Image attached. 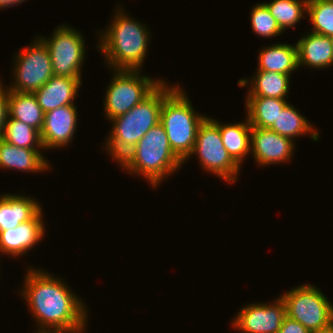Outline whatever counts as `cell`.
Listing matches in <instances>:
<instances>
[{
    "instance_id": "cell-24",
    "label": "cell",
    "mask_w": 333,
    "mask_h": 333,
    "mask_svg": "<svg viewBox=\"0 0 333 333\" xmlns=\"http://www.w3.org/2000/svg\"><path fill=\"white\" fill-rule=\"evenodd\" d=\"M291 75L270 71H257L250 81L248 96L285 99L289 93ZM252 82V83H251Z\"/></svg>"
},
{
    "instance_id": "cell-28",
    "label": "cell",
    "mask_w": 333,
    "mask_h": 333,
    "mask_svg": "<svg viewBox=\"0 0 333 333\" xmlns=\"http://www.w3.org/2000/svg\"><path fill=\"white\" fill-rule=\"evenodd\" d=\"M250 12L252 30L258 36L271 38L284 32L264 3L256 4Z\"/></svg>"
},
{
    "instance_id": "cell-5",
    "label": "cell",
    "mask_w": 333,
    "mask_h": 333,
    "mask_svg": "<svg viewBox=\"0 0 333 333\" xmlns=\"http://www.w3.org/2000/svg\"><path fill=\"white\" fill-rule=\"evenodd\" d=\"M206 117L195 112L180 85L163 100L160 123L166 131L173 152L183 164L192 157L198 127Z\"/></svg>"
},
{
    "instance_id": "cell-16",
    "label": "cell",
    "mask_w": 333,
    "mask_h": 333,
    "mask_svg": "<svg viewBox=\"0 0 333 333\" xmlns=\"http://www.w3.org/2000/svg\"><path fill=\"white\" fill-rule=\"evenodd\" d=\"M298 51V66L310 69H324L333 65V45L331 38L314 32H309L296 43Z\"/></svg>"
},
{
    "instance_id": "cell-14",
    "label": "cell",
    "mask_w": 333,
    "mask_h": 333,
    "mask_svg": "<svg viewBox=\"0 0 333 333\" xmlns=\"http://www.w3.org/2000/svg\"><path fill=\"white\" fill-rule=\"evenodd\" d=\"M42 209L29 221L0 232V254L19 257L36 246L45 235Z\"/></svg>"
},
{
    "instance_id": "cell-3",
    "label": "cell",
    "mask_w": 333,
    "mask_h": 333,
    "mask_svg": "<svg viewBox=\"0 0 333 333\" xmlns=\"http://www.w3.org/2000/svg\"><path fill=\"white\" fill-rule=\"evenodd\" d=\"M163 81L148 97L124 115L110 120L111 131L105 143V150L118 163L139 142V140L160 122L163 100L178 86Z\"/></svg>"
},
{
    "instance_id": "cell-2",
    "label": "cell",
    "mask_w": 333,
    "mask_h": 333,
    "mask_svg": "<svg viewBox=\"0 0 333 333\" xmlns=\"http://www.w3.org/2000/svg\"><path fill=\"white\" fill-rule=\"evenodd\" d=\"M122 10L123 7H118L111 25L100 32L96 48L101 50L111 69L139 71L148 52L151 33L146 25Z\"/></svg>"
},
{
    "instance_id": "cell-11",
    "label": "cell",
    "mask_w": 333,
    "mask_h": 333,
    "mask_svg": "<svg viewBox=\"0 0 333 333\" xmlns=\"http://www.w3.org/2000/svg\"><path fill=\"white\" fill-rule=\"evenodd\" d=\"M286 316L285 302L279 296L273 303L248 304L236 313L232 327L243 333H277Z\"/></svg>"
},
{
    "instance_id": "cell-17",
    "label": "cell",
    "mask_w": 333,
    "mask_h": 333,
    "mask_svg": "<svg viewBox=\"0 0 333 333\" xmlns=\"http://www.w3.org/2000/svg\"><path fill=\"white\" fill-rule=\"evenodd\" d=\"M44 157L40 149L19 148L0 138V168L40 173L51 167Z\"/></svg>"
},
{
    "instance_id": "cell-32",
    "label": "cell",
    "mask_w": 333,
    "mask_h": 333,
    "mask_svg": "<svg viewBox=\"0 0 333 333\" xmlns=\"http://www.w3.org/2000/svg\"><path fill=\"white\" fill-rule=\"evenodd\" d=\"M36 333H73V332H46V331H36Z\"/></svg>"
},
{
    "instance_id": "cell-27",
    "label": "cell",
    "mask_w": 333,
    "mask_h": 333,
    "mask_svg": "<svg viewBox=\"0 0 333 333\" xmlns=\"http://www.w3.org/2000/svg\"><path fill=\"white\" fill-rule=\"evenodd\" d=\"M306 14L313 26L311 32L333 36V0H308Z\"/></svg>"
},
{
    "instance_id": "cell-26",
    "label": "cell",
    "mask_w": 333,
    "mask_h": 333,
    "mask_svg": "<svg viewBox=\"0 0 333 333\" xmlns=\"http://www.w3.org/2000/svg\"><path fill=\"white\" fill-rule=\"evenodd\" d=\"M308 0H273L264 3L271 15L276 19L279 27L284 31L286 28H294L303 15L307 12Z\"/></svg>"
},
{
    "instance_id": "cell-19",
    "label": "cell",
    "mask_w": 333,
    "mask_h": 333,
    "mask_svg": "<svg viewBox=\"0 0 333 333\" xmlns=\"http://www.w3.org/2000/svg\"><path fill=\"white\" fill-rule=\"evenodd\" d=\"M264 48L260 50L258 55L257 71H270L291 75L299 68L296 44L278 43Z\"/></svg>"
},
{
    "instance_id": "cell-18",
    "label": "cell",
    "mask_w": 333,
    "mask_h": 333,
    "mask_svg": "<svg viewBox=\"0 0 333 333\" xmlns=\"http://www.w3.org/2000/svg\"><path fill=\"white\" fill-rule=\"evenodd\" d=\"M22 195H0V232L29 221L42 209L40 203L31 198V195Z\"/></svg>"
},
{
    "instance_id": "cell-7",
    "label": "cell",
    "mask_w": 333,
    "mask_h": 333,
    "mask_svg": "<svg viewBox=\"0 0 333 333\" xmlns=\"http://www.w3.org/2000/svg\"><path fill=\"white\" fill-rule=\"evenodd\" d=\"M140 71L113 70V77L106 88L104 114L107 120L124 115L148 97L163 79L141 75Z\"/></svg>"
},
{
    "instance_id": "cell-21",
    "label": "cell",
    "mask_w": 333,
    "mask_h": 333,
    "mask_svg": "<svg viewBox=\"0 0 333 333\" xmlns=\"http://www.w3.org/2000/svg\"><path fill=\"white\" fill-rule=\"evenodd\" d=\"M246 113L252 127L270 129L288 103L286 99L246 96Z\"/></svg>"
},
{
    "instance_id": "cell-31",
    "label": "cell",
    "mask_w": 333,
    "mask_h": 333,
    "mask_svg": "<svg viewBox=\"0 0 333 333\" xmlns=\"http://www.w3.org/2000/svg\"><path fill=\"white\" fill-rule=\"evenodd\" d=\"M26 0H0V9H5L6 7H13V5L21 4Z\"/></svg>"
},
{
    "instance_id": "cell-12",
    "label": "cell",
    "mask_w": 333,
    "mask_h": 333,
    "mask_svg": "<svg viewBox=\"0 0 333 333\" xmlns=\"http://www.w3.org/2000/svg\"><path fill=\"white\" fill-rule=\"evenodd\" d=\"M295 141L271 129L251 128V153L259 166L289 162Z\"/></svg>"
},
{
    "instance_id": "cell-15",
    "label": "cell",
    "mask_w": 333,
    "mask_h": 333,
    "mask_svg": "<svg viewBox=\"0 0 333 333\" xmlns=\"http://www.w3.org/2000/svg\"><path fill=\"white\" fill-rule=\"evenodd\" d=\"M81 82V78L53 75L33 94L44 113H47L61 106L74 105L76 95H79L78 89L82 85Z\"/></svg>"
},
{
    "instance_id": "cell-22",
    "label": "cell",
    "mask_w": 333,
    "mask_h": 333,
    "mask_svg": "<svg viewBox=\"0 0 333 333\" xmlns=\"http://www.w3.org/2000/svg\"><path fill=\"white\" fill-rule=\"evenodd\" d=\"M8 110L10 118L22 121L41 132L45 113L33 93L9 90Z\"/></svg>"
},
{
    "instance_id": "cell-13",
    "label": "cell",
    "mask_w": 333,
    "mask_h": 333,
    "mask_svg": "<svg viewBox=\"0 0 333 333\" xmlns=\"http://www.w3.org/2000/svg\"><path fill=\"white\" fill-rule=\"evenodd\" d=\"M78 112L75 105H65L45 113L40 132L43 148L67 147L77 128Z\"/></svg>"
},
{
    "instance_id": "cell-29",
    "label": "cell",
    "mask_w": 333,
    "mask_h": 333,
    "mask_svg": "<svg viewBox=\"0 0 333 333\" xmlns=\"http://www.w3.org/2000/svg\"><path fill=\"white\" fill-rule=\"evenodd\" d=\"M2 81H0V138L3 135L4 127L6 125L9 110H8V98H9V89L3 85Z\"/></svg>"
},
{
    "instance_id": "cell-10",
    "label": "cell",
    "mask_w": 333,
    "mask_h": 333,
    "mask_svg": "<svg viewBox=\"0 0 333 333\" xmlns=\"http://www.w3.org/2000/svg\"><path fill=\"white\" fill-rule=\"evenodd\" d=\"M49 37L40 36L39 38L49 50L54 75L81 78V66L86 53L82 33L64 24L55 28L54 33Z\"/></svg>"
},
{
    "instance_id": "cell-30",
    "label": "cell",
    "mask_w": 333,
    "mask_h": 333,
    "mask_svg": "<svg viewBox=\"0 0 333 333\" xmlns=\"http://www.w3.org/2000/svg\"><path fill=\"white\" fill-rule=\"evenodd\" d=\"M277 333H311L298 321L285 316L281 328Z\"/></svg>"
},
{
    "instance_id": "cell-23",
    "label": "cell",
    "mask_w": 333,
    "mask_h": 333,
    "mask_svg": "<svg viewBox=\"0 0 333 333\" xmlns=\"http://www.w3.org/2000/svg\"><path fill=\"white\" fill-rule=\"evenodd\" d=\"M281 136H285L295 141L294 138L310 134V138L315 141L319 139V131L314 127L298 110L290 103H287L282 112L279 113L276 123L270 128Z\"/></svg>"
},
{
    "instance_id": "cell-1",
    "label": "cell",
    "mask_w": 333,
    "mask_h": 333,
    "mask_svg": "<svg viewBox=\"0 0 333 333\" xmlns=\"http://www.w3.org/2000/svg\"><path fill=\"white\" fill-rule=\"evenodd\" d=\"M26 269L24 287L19 293L39 325L37 331L83 333L89 316L81 298L66 286L64 279L55 278L46 270Z\"/></svg>"
},
{
    "instance_id": "cell-20",
    "label": "cell",
    "mask_w": 333,
    "mask_h": 333,
    "mask_svg": "<svg viewBox=\"0 0 333 333\" xmlns=\"http://www.w3.org/2000/svg\"><path fill=\"white\" fill-rule=\"evenodd\" d=\"M242 123L220 124L219 130L225 149L241 167L243 159L251 153V124L246 116Z\"/></svg>"
},
{
    "instance_id": "cell-4",
    "label": "cell",
    "mask_w": 333,
    "mask_h": 333,
    "mask_svg": "<svg viewBox=\"0 0 333 333\" xmlns=\"http://www.w3.org/2000/svg\"><path fill=\"white\" fill-rule=\"evenodd\" d=\"M118 163L132 175L146 177L155 188L165 177L177 172L184 162L173 152L166 131L159 122Z\"/></svg>"
},
{
    "instance_id": "cell-6",
    "label": "cell",
    "mask_w": 333,
    "mask_h": 333,
    "mask_svg": "<svg viewBox=\"0 0 333 333\" xmlns=\"http://www.w3.org/2000/svg\"><path fill=\"white\" fill-rule=\"evenodd\" d=\"M286 316L311 333H333V304L313 284H302L284 293Z\"/></svg>"
},
{
    "instance_id": "cell-8",
    "label": "cell",
    "mask_w": 333,
    "mask_h": 333,
    "mask_svg": "<svg viewBox=\"0 0 333 333\" xmlns=\"http://www.w3.org/2000/svg\"><path fill=\"white\" fill-rule=\"evenodd\" d=\"M199 158L202 169L215 174L226 182L234 183L240 166L225 149L219 130L218 120L206 117L197 130L196 142L191 155Z\"/></svg>"
},
{
    "instance_id": "cell-25",
    "label": "cell",
    "mask_w": 333,
    "mask_h": 333,
    "mask_svg": "<svg viewBox=\"0 0 333 333\" xmlns=\"http://www.w3.org/2000/svg\"><path fill=\"white\" fill-rule=\"evenodd\" d=\"M1 138L19 148L44 150L37 129L9 116Z\"/></svg>"
},
{
    "instance_id": "cell-9",
    "label": "cell",
    "mask_w": 333,
    "mask_h": 333,
    "mask_svg": "<svg viewBox=\"0 0 333 333\" xmlns=\"http://www.w3.org/2000/svg\"><path fill=\"white\" fill-rule=\"evenodd\" d=\"M35 38L28 48L14 55V82L7 87L10 91L33 93L54 75L47 46L39 36Z\"/></svg>"
}]
</instances>
